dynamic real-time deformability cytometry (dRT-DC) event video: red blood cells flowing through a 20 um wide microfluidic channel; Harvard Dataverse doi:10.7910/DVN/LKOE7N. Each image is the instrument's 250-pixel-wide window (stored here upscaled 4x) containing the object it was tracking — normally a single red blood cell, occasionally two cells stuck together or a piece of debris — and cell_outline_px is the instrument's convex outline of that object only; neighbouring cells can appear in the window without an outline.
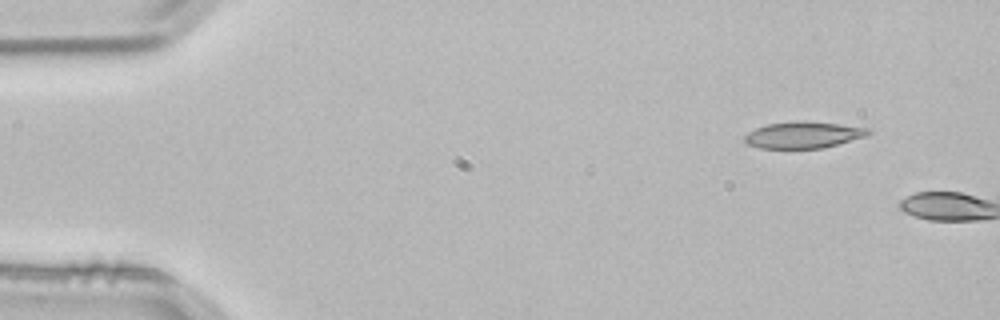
{"species": "common noctule bat (a hibernating species)", "species_latin": "Nyctalus noctula", "temperature_condition": "room temperature", "stored_images_in_passage": 2, "camera_frame_rate_fps": 3000, "um_per_image_px": 0.085, "animal": {"sex": "male", "body_mass_g": 21.5, "forearm_length_mm": 52.0}, "frame": {"image": 1, "passage_image": 1, "time_ms": 0.0, "image_size_px": [1000, 320], "cell_outline_px": [[872, 132], [864, 136], [836, 144], [820, 148], [760, 148], [748, 144], [744, 140], [744, 136], [748, 132], [756, 128], [768, 124], [800, 120], [804, 120], [872, 128]], "centroid_in_image_um": [68.27, 11.45], "position_along_channel_um": 16.7, "area_um2": 18.96}}